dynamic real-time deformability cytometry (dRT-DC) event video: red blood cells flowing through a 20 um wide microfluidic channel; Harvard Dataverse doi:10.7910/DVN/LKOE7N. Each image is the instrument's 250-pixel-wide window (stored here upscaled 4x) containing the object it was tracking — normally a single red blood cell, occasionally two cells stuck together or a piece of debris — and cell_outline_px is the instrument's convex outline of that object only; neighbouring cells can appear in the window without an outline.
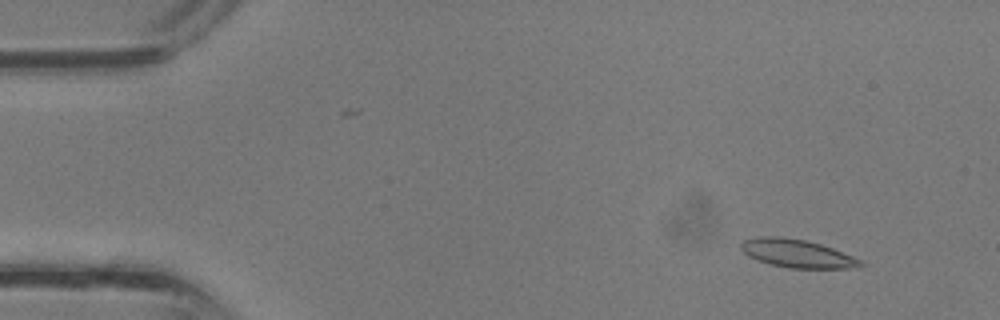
{"species": "common noctule bat (a hibernating species)", "species_latin": "Nyctalus noctula", "temperature_condition": "room temperature", "stored_images_in_passage": 34, "camera_frame_rate_fps": 3000, "um_per_image_px": 0.085, "animal": {"sex": "male", "body_mass_g": 13.3}, "frame": {"image": 1, "passage_image": 1, "time_ms": 0.0, "image_size_px": [1000, 320], "cell_outline_px": [[868, 264], [856, 268], [788, 268], [756, 260], [748, 256], [740, 248], [740, 244], [744, 240], [756, 236], [780, 236], [804, 240], [820, 244], [832, 248], [852, 256]], "centroid_in_image_um": [67.74, 21.54], "position_along_channel_um": 17.3, "area_um2": 19.65}}
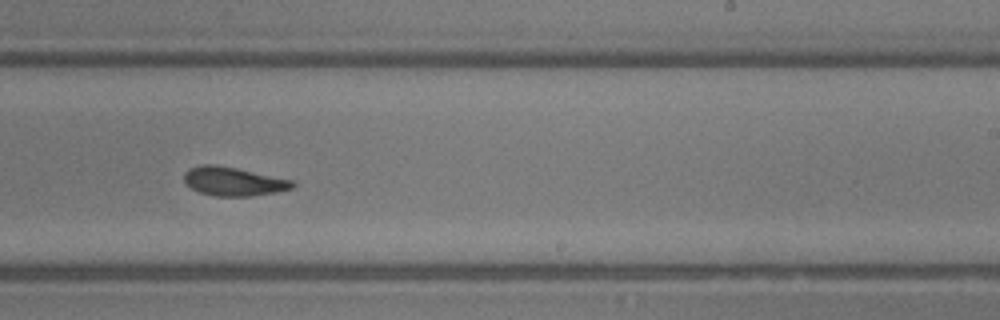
{"frame": {"image": 2, "passage_image": 20, "time_ms": 6.333, "image_size_px": [1000, 320], "cell_outline_px": [[296, 184], [292, 188], [276, 192], [248, 196], [212, 196], [200, 192], [184, 184], [184, 172], [192, 168], [204, 164], [216, 164], [236, 168], [292, 180]], "centroid_in_image_um": [19.81, 15.42], "position_along_channel_um": 269.2, "area_um2": 18.03}}
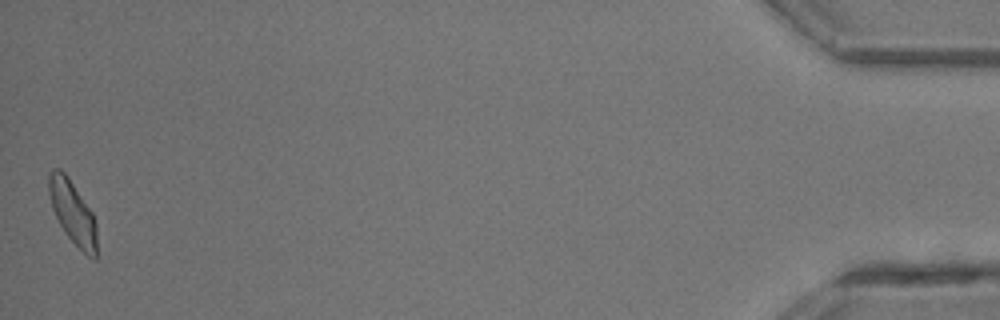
{"frame": {"image": 3, "passage_image": 34, "time_ms": 11.0, "image_size_px": [1000, 320], "cell_outline_px": [[96, 260], [88, 256], [64, 232], [52, 208], [48, 192], [48, 172], [52, 168], [60, 168], [68, 176], [92, 212], [96, 224]], "centroid_in_image_um": [6.15, 18.0], "position_along_channel_um": 429.0, "area_um2": 17.57}}